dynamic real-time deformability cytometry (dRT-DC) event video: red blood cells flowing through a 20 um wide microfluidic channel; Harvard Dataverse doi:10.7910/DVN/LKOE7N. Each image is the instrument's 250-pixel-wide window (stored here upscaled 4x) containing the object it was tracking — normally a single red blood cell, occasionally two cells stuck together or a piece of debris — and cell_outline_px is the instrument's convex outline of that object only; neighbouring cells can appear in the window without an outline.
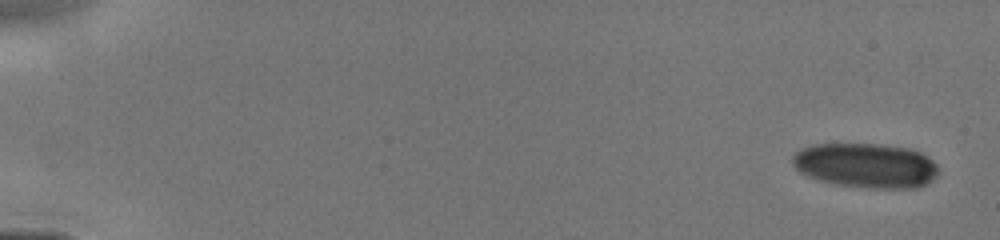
{"species": "human", "species_latin": "Homo sapiens", "temperature_condition": "cold", "stored_images_in_passage": 31, "camera_frame_rate_fps": 3000, "um_per_image_px": 0.085, "donor": {"sex": "male"}, "frame": {"image": 1, "passage_image": 1, "time_ms": 0.0, "image_size_px": [1000, 240], "cell_outline_px": [[936, 176], [932, 180], [916, 188], [868, 188], [836, 184], [816, 180], [800, 172], [792, 164], [792, 156], [800, 148], [812, 144], [880, 144], [908, 148], [920, 152], [932, 160], [936, 164]], "centroid_in_image_um": [73.55, 14.06], "position_along_channel_um": 11.4, "area_um2": 38.03}}
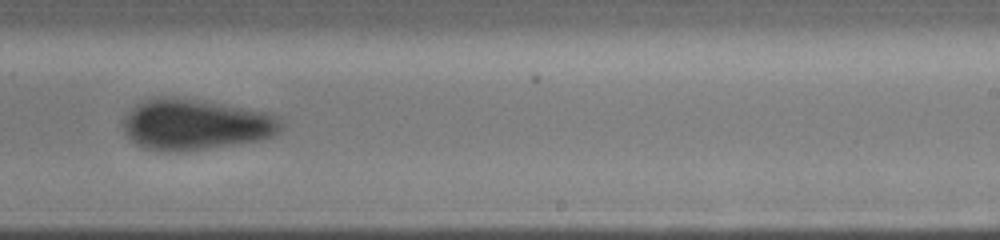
{"frame": {"image": 2, "passage_image": 19, "time_ms": 9.667, "image_size_px": [1000, 240], "cell_outline_px": [[284, 128], [280, 132], [272, 136], [260, 140], [236, 144], [184, 152], [164, 152], [144, 148], [136, 144], [124, 132], [124, 116], [140, 100], [156, 96], [172, 96], [272, 112], [280, 116], [284, 124]], "centroid_in_image_um": [16.65, 10.58], "position_along_channel_um": 272.3, "area_um2": 47.63}}
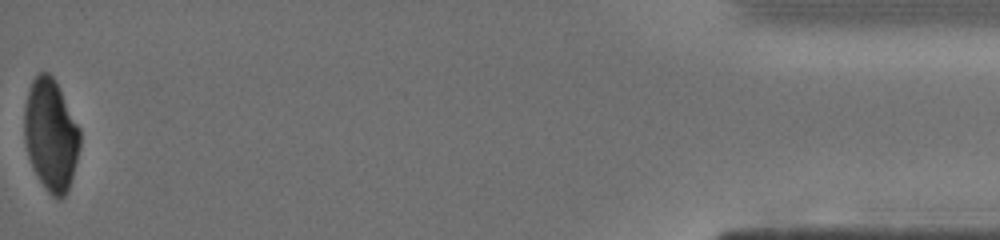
{"frame": {"image": 3, "passage_image": 31, "time_ms": 15.0, "image_size_px": [1000, 240], "cell_outline_px": [[80, 148], [72, 176], [68, 188], [64, 196], [60, 200], [52, 196], [48, 192], [32, 168], [28, 156], [24, 140], [24, 108], [28, 88], [32, 80], [40, 72], [48, 72], [52, 76], [80, 128]], "centroid_in_image_um": [4.3, 11.47], "position_along_channel_um": 430.9, "area_um2": 36.13}}